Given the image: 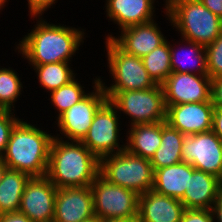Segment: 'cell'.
<instances>
[{
    "label": "cell",
    "mask_w": 222,
    "mask_h": 222,
    "mask_svg": "<svg viewBox=\"0 0 222 222\" xmlns=\"http://www.w3.org/2000/svg\"><path fill=\"white\" fill-rule=\"evenodd\" d=\"M34 27L22 35L15 52L26 60L30 67L56 62H71L86 39V30L59 23L48 22L44 17H30ZM36 24H35V21ZM81 28V29H80ZM18 50V51H17ZM74 56V57H73Z\"/></svg>",
    "instance_id": "cell-1"
},
{
    "label": "cell",
    "mask_w": 222,
    "mask_h": 222,
    "mask_svg": "<svg viewBox=\"0 0 222 222\" xmlns=\"http://www.w3.org/2000/svg\"><path fill=\"white\" fill-rule=\"evenodd\" d=\"M37 125L21 118L13 127L1 157L9 169L21 171L30 177L46 176L50 145L54 138V133Z\"/></svg>",
    "instance_id": "cell-2"
},
{
    "label": "cell",
    "mask_w": 222,
    "mask_h": 222,
    "mask_svg": "<svg viewBox=\"0 0 222 222\" xmlns=\"http://www.w3.org/2000/svg\"><path fill=\"white\" fill-rule=\"evenodd\" d=\"M100 171V160L81 142L54 137L46 177L57 187L90 186Z\"/></svg>",
    "instance_id": "cell-3"
},
{
    "label": "cell",
    "mask_w": 222,
    "mask_h": 222,
    "mask_svg": "<svg viewBox=\"0 0 222 222\" xmlns=\"http://www.w3.org/2000/svg\"><path fill=\"white\" fill-rule=\"evenodd\" d=\"M163 12L180 38L207 46L222 32V18L200 0H169Z\"/></svg>",
    "instance_id": "cell-4"
},
{
    "label": "cell",
    "mask_w": 222,
    "mask_h": 222,
    "mask_svg": "<svg viewBox=\"0 0 222 222\" xmlns=\"http://www.w3.org/2000/svg\"><path fill=\"white\" fill-rule=\"evenodd\" d=\"M106 47L107 69L112 83L105 84L99 77L98 82L104 92H120L153 88L157 84L149 76L142 59L123 51L111 38L104 42Z\"/></svg>",
    "instance_id": "cell-5"
},
{
    "label": "cell",
    "mask_w": 222,
    "mask_h": 222,
    "mask_svg": "<svg viewBox=\"0 0 222 222\" xmlns=\"http://www.w3.org/2000/svg\"><path fill=\"white\" fill-rule=\"evenodd\" d=\"M99 174L108 182L138 195L153 187L154 171L150 159L134 155L126 149L101 158Z\"/></svg>",
    "instance_id": "cell-6"
},
{
    "label": "cell",
    "mask_w": 222,
    "mask_h": 222,
    "mask_svg": "<svg viewBox=\"0 0 222 222\" xmlns=\"http://www.w3.org/2000/svg\"><path fill=\"white\" fill-rule=\"evenodd\" d=\"M105 94L120 116L129 119L126 122L129 124L123 126L166 121L164 93L160 84L149 89L105 92Z\"/></svg>",
    "instance_id": "cell-7"
},
{
    "label": "cell",
    "mask_w": 222,
    "mask_h": 222,
    "mask_svg": "<svg viewBox=\"0 0 222 222\" xmlns=\"http://www.w3.org/2000/svg\"><path fill=\"white\" fill-rule=\"evenodd\" d=\"M119 119L118 110L107 100L96 112L87 134L81 140L99 160L125 150L124 136L120 137L122 122Z\"/></svg>",
    "instance_id": "cell-8"
},
{
    "label": "cell",
    "mask_w": 222,
    "mask_h": 222,
    "mask_svg": "<svg viewBox=\"0 0 222 222\" xmlns=\"http://www.w3.org/2000/svg\"><path fill=\"white\" fill-rule=\"evenodd\" d=\"M98 80V75L95 78L93 77L92 88L94 90H91L78 103H75L54 121L56 126L53 125V127L58 128L54 137L66 141H81L84 138L96 112L108 100Z\"/></svg>",
    "instance_id": "cell-9"
},
{
    "label": "cell",
    "mask_w": 222,
    "mask_h": 222,
    "mask_svg": "<svg viewBox=\"0 0 222 222\" xmlns=\"http://www.w3.org/2000/svg\"><path fill=\"white\" fill-rule=\"evenodd\" d=\"M93 193L94 214L100 219L137 220L139 195L112 184L100 174L90 185Z\"/></svg>",
    "instance_id": "cell-10"
},
{
    "label": "cell",
    "mask_w": 222,
    "mask_h": 222,
    "mask_svg": "<svg viewBox=\"0 0 222 222\" xmlns=\"http://www.w3.org/2000/svg\"><path fill=\"white\" fill-rule=\"evenodd\" d=\"M182 161L195 169L222 176V141L212 131L197 134H184Z\"/></svg>",
    "instance_id": "cell-11"
},
{
    "label": "cell",
    "mask_w": 222,
    "mask_h": 222,
    "mask_svg": "<svg viewBox=\"0 0 222 222\" xmlns=\"http://www.w3.org/2000/svg\"><path fill=\"white\" fill-rule=\"evenodd\" d=\"M161 85L165 106L211 101L208 75L172 72Z\"/></svg>",
    "instance_id": "cell-12"
},
{
    "label": "cell",
    "mask_w": 222,
    "mask_h": 222,
    "mask_svg": "<svg viewBox=\"0 0 222 222\" xmlns=\"http://www.w3.org/2000/svg\"><path fill=\"white\" fill-rule=\"evenodd\" d=\"M57 187L46 177H31L26 183L19 212L33 222H53Z\"/></svg>",
    "instance_id": "cell-13"
},
{
    "label": "cell",
    "mask_w": 222,
    "mask_h": 222,
    "mask_svg": "<svg viewBox=\"0 0 222 222\" xmlns=\"http://www.w3.org/2000/svg\"><path fill=\"white\" fill-rule=\"evenodd\" d=\"M156 20L123 28L118 36L108 33L106 39L111 38L126 53L142 58L168 38Z\"/></svg>",
    "instance_id": "cell-14"
},
{
    "label": "cell",
    "mask_w": 222,
    "mask_h": 222,
    "mask_svg": "<svg viewBox=\"0 0 222 222\" xmlns=\"http://www.w3.org/2000/svg\"><path fill=\"white\" fill-rule=\"evenodd\" d=\"M214 106L211 101L166 106V123L182 134L212 130Z\"/></svg>",
    "instance_id": "cell-15"
},
{
    "label": "cell",
    "mask_w": 222,
    "mask_h": 222,
    "mask_svg": "<svg viewBox=\"0 0 222 222\" xmlns=\"http://www.w3.org/2000/svg\"><path fill=\"white\" fill-rule=\"evenodd\" d=\"M93 216L90 186L57 188L53 222H83Z\"/></svg>",
    "instance_id": "cell-16"
},
{
    "label": "cell",
    "mask_w": 222,
    "mask_h": 222,
    "mask_svg": "<svg viewBox=\"0 0 222 222\" xmlns=\"http://www.w3.org/2000/svg\"><path fill=\"white\" fill-rule=\"evenodd\" d=\"M105 12L108 21L116 24L118 30L146 23L156 19L157 0H105Z\"/></svg>",
    "instance_id": "cell-17"
},
{
    "label": "cell",
    "mask_w": 222,
    "mask_h": 222,
    "mask_svg": "<svg viewBox=\"0 0 222 222\" xmlns=\"http://www.w3.org/2000/svg\"><path fill=\"white\" fill-rule=\"evenodd\" d=\"M184 211L179 199L149 190L138 197L137 222H179Z\"/></svg>",
    "instance_id": "cell-18"
},
{
    "label": "cell",
    "mask_w": 222,
    "mask_h": 222,
    "mask_svg": "<svg viewBox=\"0 0 222 222\" xmlns=\"http://www.w3.org/2000/svg\"><path fill=\"white\" fill-rule=\"evenodd\" d=\"M221 190L222 186L218 177L197 170L191 165L189 189L185 191L180 201L185 209L211 210Z\"/></svg>",
    "instance_id": "cell-19"
},
{
    "label": "cell",
    "mask_w": 222,
    "mask_h": 222,
    "mask_svg": "<svg viewBox=\"0 0 222 222\" xmlns=\"http://www.w3.org/2000/svg\"><path fill=\"white\" fill-rule=\"evenodd\" d=\"M172 41L175 42L170 43L172 72L208 75L205 46L182 38Z\"/></svg>",
    "instance_id": "cell-20"
},
{
    "label": "cell",
    "mask_w": 222,
    "mask_h": 222,
    "mask_svg": "<svg viewBox=\"0 0 222 222\" xmlns=\"http://www.w3.org/2000/svg\"><path fill=\"white\" fill-rule=\"evenodd\" d=\"M191 164L180 162L175 165L154 170L153 187L155 192L176 199H181L189 189Z\"/></svg>",
    "instance_id": "cell-21"
},
{
    "label": "cell",
    "mask_w": 222,
    "mask_h": 222,
    "mask_svg": "<svg viewBox=\"0 0 222 222\" xmlns=\"http://www.w3.org/2000/svg\"><path fill=\"white\" fill-rule=\"evenodd\" d=\"M126 130L125 149L134 155L151 159L161 145V122L135 124Z\"/></svg>",
    "instance_id": "cell-22"
},
{
    "label": "cell",
    "mask_w": 222,
    "mask_h": 222,
    "mask_svg": "<svg viewBox=\"0 0 222 222\" xmlns=\"http://www.w3.org/2000/svg\"><path fill=\"white\" fill-rule=\"evenodd\" d=\"M184 134L161 121V145L150 159L153 171L182 162Z\"/></svg>",
    "instance_id": "cell-23"
},
{
    "label": "cell",
    "mask_w": 222,
    "mask_h": 222,
    "mask_svg": "<svg viewBox=\"0 0 222 222\" xmlns=\"http://www.w3.org/2000/svg\"><path fill=\"white\" fill-rule=\"evenodd\" d=\"M31 177L7 168L0 182V214L18 212L26 183Z\"/></svg>",
    "instance_id": "cell-24"
},
{
    "label": "cell",
    "mask_w": 222,
    "mask_h": 222,
    "mask_svg": "<svg viewBox=\"0 0 222 222\" xmlns=\"http://www.w3.org/2000/svg\"><path fill=\"white\" fill-rule=\"evenodd\" d=\"M70 62L47 63L31 67L42 89L50 93L78 77Z\"/></svg>",
    "instance_id": "cell-25"
},
{
    "label": "cell",
    "mask_w": 222,
    "mask_h": 222,
    "mask_svg": "<svg viewBox=\"0 0 222 222\" xmlns=\"http://www.w3.org/2000/svg\"><path fill=\"white\" fill-rule=\"evenodd\" d=\"M141 59L149 76L156 84L161 85L172 73L169 38Z\"/></svg>",
    "instance_id": "cell-26"
},
{
    "label": "cell",
    "mask_w": 222,
    "mask_h": 222,
    "mask_svg": "<svg viewBox=\"0 0 222 222\" xmlns=\"http://www.w3.org/2000/svg\"><path fill=\"white\" fill-rule=\"evenodd\" d=\"M83 85L75 77L68 84L50 92L48 100H50V105L53 106L55 114L57 112L55 116L56 120L90 92L87 89L85 90Z\"/></svg>",
    "instance_id": "cell-27"
},
{
    "label": "cell",
    "mask_w": 222,
    "mask_h": 222,
    "mask_svg": "<svg viewBox=\"0 0 222 222\" xmlns=\"http://www.w3.org/2000/svg\"><path fill=\"white\" fill-rule=\"evenodd\" d=\"M19 73L12 67H0V109L16 111L15 103L23 93V83ZM20 96V97H19Z\"/></svg>",
    "instance_id": "cell-28"
},
{
    "label": "cell",
    "mask_w": 222,
    "mask_h": 222,
    "mask_svg": "<svg viewBox=\"0 0 222 222\" xmlns=\"http://www.w3.org/2000/svg\"><path fill=\"white\" fill-rule=\"evenodd\" d=\"M208 76L213 79L222 76V32L205 46Z\"/></svg>",
    "instance_id": "cell-29"
},
{
    "label": "cell",
    "mask_w": 222,
    "mask_h": 222,
    "mask_svg": "<svg viewBox=\"0 0 222 222\" xmlns=\"http://www.w3.org/2000/svg\"><path fill=\"white\" fill-rule=\"evenodd\" d=\"M16 114L14 111L0 110V158L6 150L13 127L21 119Z\"/></svg>",
    "instance_id": "cell-30"
},
{
    "label": "cell",
    "mask_w": 222,
    "mask_h": 222,
    "mask_svg": "<svg viewBox=\"0 0 222 222\" xmlns=\"http://www.w3.org/2000/svg\"><path fill=\"white\" fill-rule=\"evenodd\" d=\"M179 222H214L213 214L208 209H185Z\"/></svg>",
    "instance_id": "cell-31"
},
{
    "label": "cell",
    "mask_w": 222,
    "mask_h": 222,
    "mask_svg": "<svg viewBox=\"0 0 222 222\" xmlns=\"http://www.w3.org/2000/svg\"><path fill=\"white\" fill-rule=\"evenodd\" d=\"M29 17H43L45 11L56 5L57 0H27Z\"/></svg>",
    "instance_id": "cell-32"
},
{
    "label": "cell",
    "mask_w": 222,
    "mask_h": 222,
    "mask_svg": "<svg viewBox=\"0 0 222 222\" xmlns=\"http://www.w3.org/2000/svg\"><path fill=\"white\" fill-rule=\"evenodd\" d=\"M211 102L214 108H222V76L211 79Z\"/></svg>",
    "instance_id": "cell-33"
},
{
    "label": "cell",
    "mask_w": 222,
    "mask_h": 222,
    "mask_svg": "<svg viewBox=\"0 0 222 222\" xmlns=\"http://www.w3.org/2000/svg\"><path fill=\"white\" fill-rule=\"evenodd\" d=\"M212 131L222 141V108H214L213 120H212Z\"/></svg>",
    "instance_id": "cell-34"
},
{
    "label": "cell",
    "mask_w": 222,
    "mask_h": 222,
    "mask_svg": "<svg viewBox=\"0 0 222 222\" xmlns=\"http://www.w3.org/2000/svg\"><path fill=\"white\" fill-rule=\"evenodd\" d=\"M0 222H33L21 212L0 214Z\"/></svg>",
    "instance_id": "cell-35"
},
{
    "label": "cell",
    "mask_w": 222,
    "mask_h": 222,
    "mask_svg": "<svg viewBox=\"0 0 222 222\" xmlns=\"http://www.w3.org/2000/svg\"><path fill=\"white\" fill-rule=\"evenodd\" d=\"M214 222H222V190L218 197L214 201L213 207L211 208Z\"/></svg>",
    "instance_id": "cell-36"
},
{
    "label": "cell",
    "mask_w": 222,
    "mask_h": 222,
    "mask_svg": "<svg viewBox=\"0 0 222 222\" xmlns=\"http://www.w3.org/2000/svg\"><path fill=\"white\" fill-rule=\"evenodd\" d=\"M213 14L222 18V0H200Z\"/></svg>",
    "instance_id": "cell-37"
},
{
    "label": "cell",
    "mask_w": 222,
    "mask_h": 222,
    "mask_svg": "<svg viewBox=\"0 0 222 222\" xmlns=\"http://www.w3.org/2000/svg\"><path fill=\"white\" fill-rule=\"evenodd\" d=\"M8 167L6 166V164L3 162V160L0 158V182L2 180V177L6 171Z\"/></svg>",
    "instance_id": "cell-38"
},
{
    "label": "cell",
    "mask_w": 222,
    "mask_h": 222,
    "mask_svg": "<svg viewBox=\"0 0 222 222\" xmlns=\"http://www.w3.org/2000/svg\"><path fill=\"white\" fill-rule=\"evenodd\" d=\"M100 222H137V220L100 219Z\"/></svg>",
    "instance_id": "cell-39"
},
{
    "label": "cell",
    "mask_w": 222,
    "mask_h": 222,
    "mask_svg": "<svg viewBox=\"0 0 222 222\" xmlns=\"http://www.w3.org/2000/svg\"><path fill=\"white\" fill-rule=\"evenodd\" d=\"M83 222H100V218L95 215L89 219L84 220Z\"/></svg>",
    "instance_id": "cell-40"
},
{
    "label": "cell",
    "mask_w": 222,
    "mask_h": 222,
    "mask_svg": "<svg viewBox=\"0 0 222 222\" xmlns=\"http://www.w3.org/2000/svg\"><path fill=\"white\" fill-rule=\"evenodd\" d=\"M10 0H0V11L2 12V10L4 9V7L5 6H8V2H9ZM7 4V5H6ZM0 12V13H1Z\"/></svg>",
    "instance_id": "cell-41"
},
{
    "label": "cell",
    "mask_w": 222,
    "mask_h": 222,
    "mask_svg": "<svg viewBox=\"0 0 222 222\" xmlns=\"http://www.w3.org/2000/svg\"><path fill=\"white\" fill-rule=\"evenodd\" d=\"M168 1H169V0H163V2H164V3H163L164 5L162 6V7H163V8H162L163 10L166 9V4L168 3Z\"/></svg>",
    "instance_id": "cell-42"
}]
</instances>
